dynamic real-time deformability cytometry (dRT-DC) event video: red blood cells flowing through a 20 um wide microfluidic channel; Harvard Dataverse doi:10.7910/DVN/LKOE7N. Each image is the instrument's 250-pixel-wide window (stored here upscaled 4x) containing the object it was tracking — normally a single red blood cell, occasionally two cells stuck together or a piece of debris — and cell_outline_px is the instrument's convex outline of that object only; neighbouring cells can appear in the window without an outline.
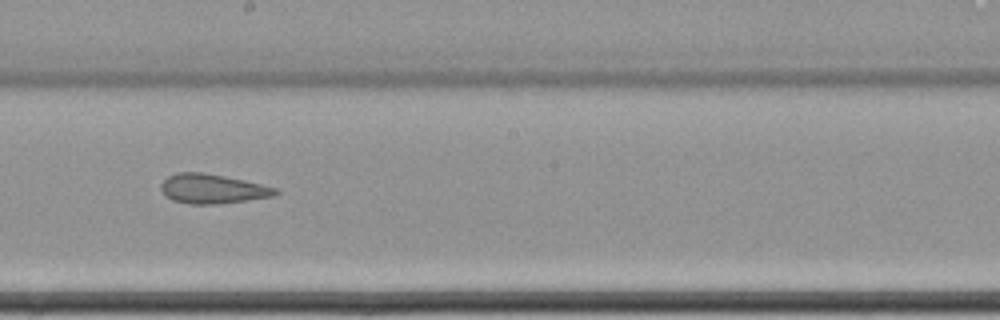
{"species": "common noctule bat (a hibernating species)", "species_latin": "Nyctalus noctula", "temperature_condition": "cold", "stored_images_in_passage": 16, "camera_frame_rate_fps": 3000, "um_per_image_px": 0.085, "animal": {"sex": "female", "body_mass_g": 22.7, "forearm_length_mm": 54.2}, "frame": {"image": 1, "passage_image": 10, "time_ms": 3.0, "image_size_px": [1000, 320], "cell_outline_px": [[280, 192], [272, 196], [216, 204], [192, 204], [172, 200], [160, 188], [160, 184], [168, 176], [176, 172], [204, 172], [244, 180], [276, 188]], "centroid_in_image_um": [18.03, 16.03], "position_along_channel_um": 230.2, "area_um2": 19.36}}
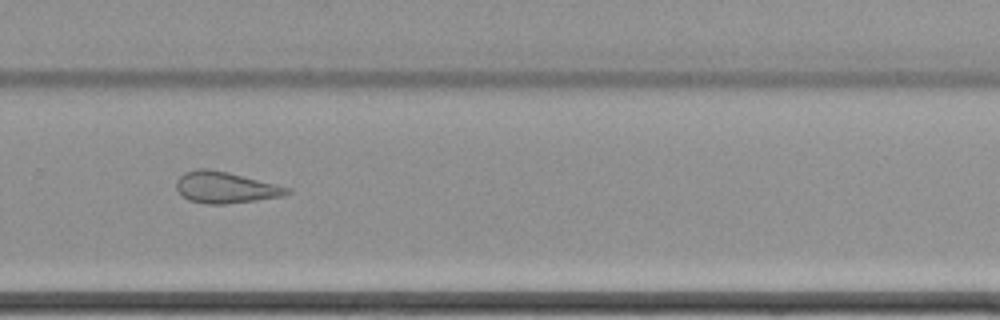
{"frame": {"image": 2, "passage_image": 12, "time_ms": 3.667, "image_size_px": [1000, 320], "cell_outline_px": [[292, 192], [284, 196], [256, 200], [224, 204], [208, 204], [188, 200], [176, 188], [176, 180], [184, 172], [196, 168], [208, 168], [228, 172], [276, 184], [288, 188]], "centroid_in_image_um": [19.14, 15.92], "position_along_channel_um": 310.7, "area_um2": 20.17}}
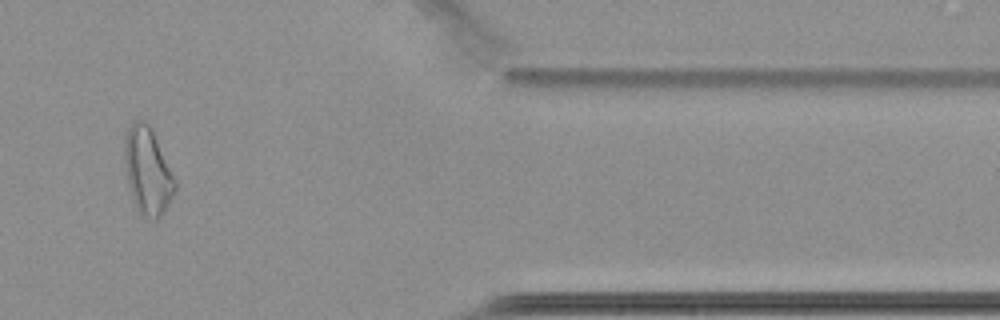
{"frame": {"image": 3, "passage_image": 14, "time_ms": 4.333, "image_size_px": [1000, 320], "cell_outline_px": [[176, 188], [164, 212], [156, 220], [144, 216], [136, 208], [132, 196], [128, 180], [124, 160], [124, 140], [128, 128], [136, 120], [148, 120], [152, 128], [176, 180]], "centroid_in_image_um": [12.55, 14.49], "position_along_channel_um": 398.8, "area_um2": 25.43}}